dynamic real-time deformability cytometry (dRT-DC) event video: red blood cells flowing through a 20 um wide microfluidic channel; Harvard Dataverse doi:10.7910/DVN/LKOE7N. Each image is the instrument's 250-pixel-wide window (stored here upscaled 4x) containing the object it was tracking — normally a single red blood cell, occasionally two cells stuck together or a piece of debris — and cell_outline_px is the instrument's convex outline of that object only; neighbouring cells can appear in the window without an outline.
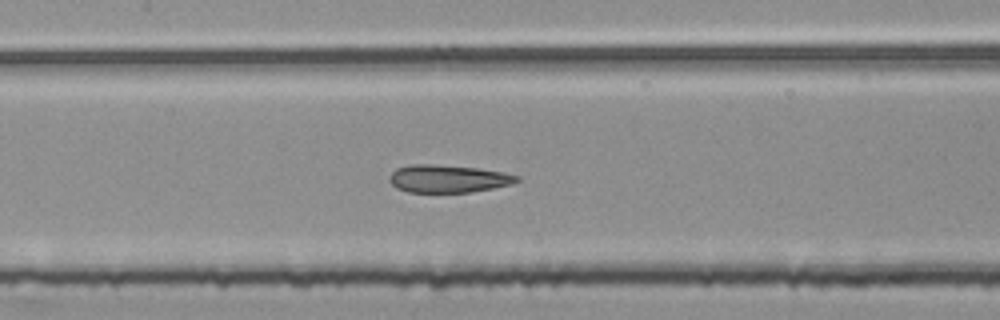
{"species": "common noctule bat (a hibernating species)", "species_latin": "Nyctalus noctula", "temperature_condition": "room temperature", "stored_images_in_passage": 43, "segment_of_instrument_passage": [2, 2], "camera_frame_rate_fps": 3000, "um_per_image_px": 0.085, "animal": {"sex": "female", "body_mass_g": 25.1}, "frame": {"image": 1, "passage_image": 15, "time_ms": 4.667, "image_size_px": [1000, 320], "cell_outline_px": [[520, 180], [512, 184], [472, 192], [408, 192], [396, 188], [388, 180], [388, 176], [396, 168], [408, 164], [432, 164], [480, 168], [504, 172], [520, 176]], "centroid_in_image_um": [38.07, 15.18], "position_along_channel_um": 169.3, "area_um2": 20.81}}
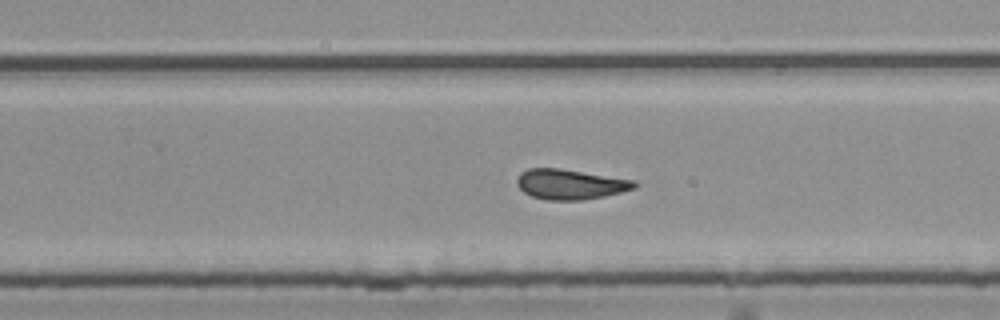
{"frame": {"image": 2, "passage_image": 24, "time_ms": 7.667, "image_size_px": [1000, 320], "cell_outline_px": [[636, 188], [604, 196], [584, 200], [544, 200], [532, 196], [524, 192], [516, 184], [516, 180], [520, 172], [528, 168], [560, 168], [636, 180]], "centroid_in_image_um": [48.45, 15.66], "position_along_channel_um": 281.3, "area_um2": 20.75}}
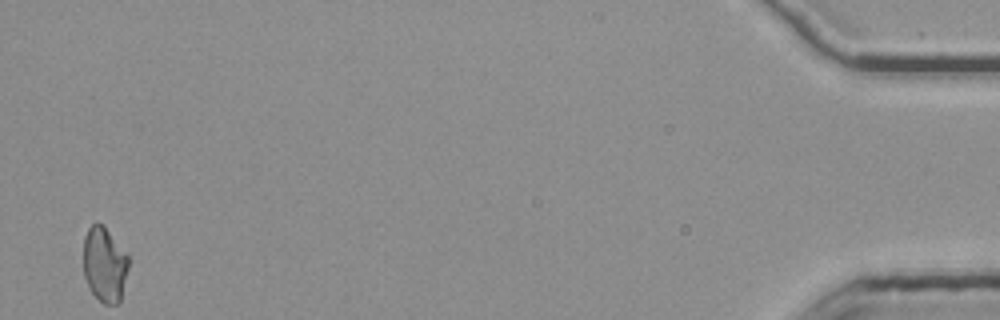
{"frame": {"image": 3, "passage_image": 43, "time_ms": 14.0, "image_size_px": [1000, 320], "cell_outline_px": [[128, 268], [120, 304], [104, 304], [88, 288], [84, 276], [84, 236], [88, 228], [92, 224], [104, 224], [128, 256]], "centroid_in_image_um": [8.89, 22.49], "position_along_channel_um": 426.3, "area_um2": 19.77}}